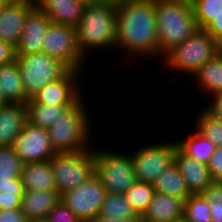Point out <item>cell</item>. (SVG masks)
Listing matches in <instances>:
<instances>
[{"label":"cell","mask_w":222,"mask_h":222,"mask_svg":"<svg viewBox=\"0 0 222 222\" xmlns=\"http://www.w3.org/2000/svg\"><path fill=\"white\" fill-rule=\"evenodd\" d=\"M191 79L193 86L203 91L202 97L222 93V50L201 66Z\"/></svg>","instance_id":"44dd1931"},{"label":"cell","mask_w":222,"mask_h":222,"mask_svg":"<svg viewBox=\"0 0 222 222\" xmlns=\"http://www.w3.org/2000/svg\"><path fill=\"white\" fill-rule=\"evenodd\" d=\"M60 200L61 195L57 190H25L21 209L28 220L46 219Z\"/></svg>","instance_id":"d6986e66"},{"label":"cell","mask_w":222,"mask_h":222,"mask_svg":"<svg viewBox=\"0 0 222 222\" xmlns=\"http://www.w3.org/2000/svg\"><path fill=\"white\" fill-rule=\"evenodd\" d=\"M86 108L89 107L83 95L47 128L51 146L56 153L80 152L93 147L91 129L95 126H91L92 119Z\"/></svg>","instance_id":"277c9868"},{"label":"cell","mask_w":222,"mask_h":222,"mask_svg":"<svg viewBox=\"0 0 222 222\" xmlns=\"http://www.w3.org/2000/svg\"><path fill=\"white\" fill-rule=\"evenodd\" d=\"M42 52L63 63L69 70L85 72L87 62L77 46L74 26L50 23L44 37ZM85 64V65H84Z\"/></svg>","instance_id":"30bf717a"},{"label":"cell","mask_w":222,"mask_h":222,"mask_svg":"<svg viewBox=\"0 0 222 222\" xmlns=\"http://www.w3.org/2000/svg\"><path fill=\"white\" fill-rule=\"evenodd\" d=\"M36 7L57 24L76 26L85 5L73 0H35Z\"/></svg>","instance_id":"ffe728a7"},{"label":"cell","mask_w":222,"mask_h":222,"mask_svg":"<svg viewBox=\"0 0 222 222\" xmlns=\"http://www.w3.org/2000/svg\"><path fill=\"white\" fill-rule=\"evenodd\" d=\"M8 0H0V17L4 8V4L7 2Z\"/></svg>","instance_id":"f6af8a7d"},{"label":"cell","mask_w":222,"mask_h":222,"mask_svg":"<svg viewBox=\"0 0 222 222\" xmlns=\"http://www.w3.org/2000/svg\"><path fill=\"white\" fill-rule=\"evenodd\" d=\"M93 1H113V0H93Z\"/></svg>","instance_id":"681fc988"},{"label":"cell","mask_w":222,"mask_h":222,"mask_svg":"<svg viewBox=\"0 0 222 222\" xmlns=\"http://www.w3.org/2000/svg\"><path fill=\"white\" fill-rule=\"evenodd\" d=\"M197 26L204 29L222 12V0H191Z\"/></svg>","instance_id":"1f68e13d"},{"label":"cell","mask_w":222,"mask_h":222,"mask_svg":"<svg viewBox=\"0 0 222 222\" xmlns=\"http://www.w3.org/2000/svg\"><path fill=\"white\" fill-rule=\"evenodd\" d=\"M26 91V103L48 83L61 78L69 69L46 53L15 55Z\"/></svg>","instance_id":"ba28073f"},{"label":"cell","mask_w":222,"mask_h":222,"mask_svg":"<svg viewBox=\"0 0 222 222\" xmlns=\"http://www.w3.org/2000/svg\"><path fill=\"white\" fill-rule=\"evenodd\" d=\"M221 50L222 47L216 40L204 29L199 28L192 36L175 46L163 57L161 68L167 69V72L172 71L174 74L177 71L178 73L172 78V81H176L175 78L178 75L180 78L177 84L180 86L178 82L181 81V77L183 78L181 73L192 78L201 66Z\"/></svg>","instance_id":"5b68a950"},{"label":"cell","mask_w":222,"mask_h":222,"mask_svg":"<svg viewBox=\"0 0 222 222\" xmlns=\"http://www.w3.org/2000/svg\"><path fill=\"white\" fill-rule=\"evenodd\" d=\"M115 3H121L124 1H138V0H113ZM140 1V0H139Z\"/></svg>","instance_id":"7dc6e473"},{"label":"cell","mask_w":222,"mask_h":222,"mask_svg":"<svg viewBox=\"0 0 222 222\" xmlns=\"http://www.w3.org/2000/svg\"><path fill=\"white\" fill-rule=\"evenodd\" d=\"M82 73L77 70H68L58 80L48 83L26 104L74 105L85 94L84 88L80 87L82 79L84 80Z\"/></svg>","instance_id":"7c38bea8"},{"label":"cell","mask_w":222,"mask_h":222,"mask_svg":"<svg viewBox=\"0 0 222 222\" xmlns=\"http://www.w3.org/2000/svg\"><path fill=\"white\" fill-rule=\"evenodd\" d=\"M0 222H28L21 207L10 210H0Z\"/></svg>","instance_id":"f35d334b"},{"label":"cell","mask_w":222,"mask_h":222,"mask_svg":"<svg viewBox=\"0 0 222 222\" xmlns=\"http://www.w3.org/2000/svg\"><path fill=\"white\" fill-rule=\"evenodd\" d=\"M99 215L112 218L142 217L128 203L125 195L116 193L106 194Z\"/></svg>","instance_id":"83f0119b"},{"label":"cell","mask_w":222,"mask_h":222,"mask_svg":"<svg viewBox=\"0 0 222 222\" xmlns=\"http://www.w3.org/2000/svg\"><path fill=\"white\" fill-rule=\"evenodd\" d=\"M28 122L25 104L8 103L0 106V146H12Z\"/></svg>","instance_id":"ac0fdd59"},{"label":"cell","mask_w":222,"mask_h":222,"mask_svg":"<svg viewBox=\"0 0 222 222\" xmlns=\"http://www.w3.org/2000/svg\"><path fill=\"white\" fill-rule=\"evenodd\" d=\"M75 30L77 46L86 62L89 53L94 50L100 49L102 52L103 49L105 51L111 49L116 53V3L93 1L85 5Z\"/></svg>","instance_id":"7a4b0ae2"},{"label":"cell","mask_w":222,"mask_h":222,"mask_svg":"<svg viewBox=\"0 0 222 222\" xmlns=\"http://www.w3.org/2000/svg\"><path fill=\"white\" fill-rule=\"evenodd\" d=\"M35 7V0H8L0 17V40L16 48L26 18Z\"/></svg>","instance_id":"5bb4252c"},{"label":"cell","mask_w":222,"mask_h":222,"mask_svg":"<svg viewBox=\"0 0 222 222\" xmlns=\"http://www.w3.org/2000/svg\"><path fill=\"white\" fill-rule=\"evenodd\" d=\"M48 222H82L61 200L47 216Z\"/></svg>","instance_id":"836d02e7"},{"label":"cell","mask_w":222,"mask_h":222,"mask_svg":"<svg viewBox=\"0 0 222 222\" xmlns=\"http://www.w3.org/2000/svg\"><path fill=\"white\" fill-rule=\"evenodd\" d=\"M23 164L12 146H0V184L21 179Z\"/></svg>","instance_id":"4316f807"},{"label":"cell","mask_w":222,"mask_h":222,"mask_svg":"<svg viewBox=\"0 0 222 222\" xmlns=\"http://www.w3.org/2000/svg\"><path fill=\"white\" fill-rule=\"evenodd\" d=\"M95 147L80 152L56 153L50 160L56 190H72L95 175Z\"/></svg>","instance_id":"8992f818"},{"label":"cell","mask_w":222,"mask_h":222,"mask_svg":"<svg viewBox=\"0 0 222 222\" xmlns=\"http://www.w3.org/2000/svg\"><path fill=\"white\" fill-rule=\"evenodd\" d=\"M28 222H48L47 219H31Z\"/></svg>","instance_id":"bcb514c9"},{"label":"cell","mask_w":222,"mask_h":222,"mask_svg":"<svg viewBox=\"0 0 222 222\" xmlns=\"http://www.w3.org/2000/svg\"><path fill=\"white\" fill-rule=\"evenodd\" d=\"M208 98L210 102L209 104L206 102L203 109L214 118L222 121V93L211 95Z\"/></svg>","instance_id":"8d00e7d4"},{"label":"cell","mask_w":222,"mask_h":222,"mask_svg":"<svg viewBox=\"0 0 222 222\" xmlns=\"http://www.w3.org/2000/svg\"><path fill=\"white\" fill-rule=\"evenodd\" d=\"M15 60V48L0 40V66Z\"/></svg>","instance_id":"ab89813d"},{"label":"cell","mask_w":222,"mask_h":222,"mask_svg":"<svg viewBox=\"0 0 222 222\" xmlns=\"http://www.w3.org/2000/svg\"><path fill=\"white\" fill-rule=\"evenodd\" d=\"M0 87L9 103L26 105V91L16 60L0 66Z\"/></svg>","instance_id":"603a6c76"},{"label":"cell","mask_w":222,"mask_h":222,"mask_svg":"<svg viewBox=\"0 0 222 222\" xmlns=\"http://www.w3.org/2000/svg\"><path fill=\"white\" fill-rule=\"evenodd\" d=\"M153 188L155 192L168 194L184 200L191 195L175 163L159 174L153 182Z\"/></svg>","instance_id":"d4e9b609"},{"label":"cell","mask_w":222,"mask_h":222,"mask_svg":"<svg viewBox=\"0 0 222 222\" xmlns=\"http://www.w3.org/2000/svg\"><path fill=\"white\" fill-rule=\"evenodd\" d=\"M175 164L191 194H202L213 182L208 165L187 156L178 147L175 151Z\"/></svg>","instance_id":"2e32d148"},{"label":"cell","mask_w":222,"mask_h":222,"mask_svg":"<svg viewBox=\"0 0 222 222\" xmlns=\"http://www.w3.org/2000/svg\"><path fill=\"white\" fill-rule=\"evenodd\" d=\"M174 222H188V221L185 218H182V219L174 221Z\"/></svg>","instance_id":"c3c4849f"},{"label":"cell","mask_w":222,"mask_h":222,"mask_svg":"<svg viewBox=\"0 0 222 222\" xmlns=\"http://www.w3.org/2000/svg\"><path fill=\"white\" fill-rule=\"evenodd\" d=\"M184 218L188 222H212L210 202L203 194H191L185 200Z\"/></svg>","instance_id":"4dcf8cb0"},{"label":"cell","mask_w":222,"mask_h":222,"mask_svg":"<svg viewBox=\"0 0 222 222\" xmlns=\"http://www.w3.org/2000/svg\"><path fill=\"white\" fill-rule=\"evenodd\" d=\"M20 178L24 190H56L50 161L24 163Z\"/></svg>","instance_id":"7402d4cb"},{"label":"cell","mask_w":222,"mask_h":222,"mask_svg":"<svg viewBox=\"0 0 222 222\" xmlns=\"http://www.w3.org/2000/svg\"><path fill=\"white\" fill-rule=\"evenodd\" d=\"M185 200L155 192L147 210L142 215L144 222H174L184 218Z\"/></svg>","instance_id":"e0dca14e"},{"label":"cell","mask_w":222,"mask_h":222,"mask_svg":"<svg viewBox=\"0 0 222 222\" xmlns=\"http://www.w3.org/2000/svg\"><path fill=\"white\" fill-rule=\"evenodd\" d=\"M9 102L6 100L4 92L2 88L0 87V106L8 104Z\"/></svg>","instance_id":"7bdbcfd3"},{"label":"cell","mask_w":222,"mask_h":222,"mask_svg":"<svg viewBox=\"0 0 222 222\" xmlns=\"http://www.w3.org/2000/svg\"><path fill=\"white\" fill-rule=\"evenodd\" d=\"M52 21L35 7L27 16L15 55L41 53L44 37Z\"/></svg>","instance_id":"9a60e30c"},{"label":"cell","mask_w":222,"mask_h":222,"mask_svg":"<svg viewBox=\"0 0 222 222\" xmlns=\"http://www.w3.org/2000/svg\"><path fill=\"white\" fill-rule=\"evenodd\" d=\"M0 191L4 193H24L21 179H12V183L0 184Z\"/></svg>","instance_id":"60d3db41"},{"label":"cell","mask_w":222,"mask_h":222,"mask_svg":"<svg viewBox=\"0 0 222 222\" xmlns=\"http://www.w3.org/2000/svg\"><path fill=\"white\" fill-rule=\"evenodd\" d=\"M23 163L50 161L56 154L50 143L47 128L27 122L12 144Z\"/></svg>","instance_id":"4fadbf2b"},{"label":"cell","mask_w":222,"mask_h":222,"mask_svg":"<svg viewBox=\"0 0 222 222\" xmlns=\"http://www.w3.org/2000/svg\"><path fill=\"white\" fill-rule=\"evenodd\" d=\"M95 175L107 193L125 194L137 182L130 154L95 148Z\"/></svg>","instance_id":"52a82bcc"},{"label":"cell","mask_w":222,"mask_h":222,"mask_svg":"<svg viewBox=\"0 0 222 222\" xmlns=\"http://www.w3.org/2000/svg\"><path fill=\"white\" fill-rule=\"evenodd\" d=\"M73 1L79 2L84 5H88L93 2V0H73Z\"/></svg>","instance_id":"ee69618b"},{"label":"cell","mask_w":222,"mask_h":222,"mask_svg":"<svg viewBox=\"0 0 222 222\" xmlns=\"http://www.w3.org/2000/svg\"><path fill=\"white\" fill-rule=\"evenodd\" d=\"M213 181L222 182V147H217L207 164Z\"/></svg>","instance_id":"e575fe53"},{"label":"cell","mask_w":222,"mask_h":222,"mask_svg":"<svg viewBox=\"0 0 222 222\" xmlns=\"http://www.w3.org/2000/svg\"><path fill=\"white\" fill-rule=\"evenodd\" d=\"M196 122V123H195ZM194 128L216 147H222V121L208 114L202 107L196 114Z\"/></svg>","instance_id":"f1b7e54d"},{"label":"cell","mask_w":222,"mask_h":222,"mask_svg":"<svg viewBox=\"0 0 222 222\" xmlns=\"http://www.w3.org/2000/svg\"><path fill=\"white\" fill-rule=\"evenodd\" d=\"M193 132L187 134L184 138H175L178 148L187 156L194 158L200 163L208 164L216 146L200 134L195 128Z\"/></svg>","instance_id":"cb8c5ba5"},{"label":"cell","mask_w":222,"mask_h":222,"mask_svg":"<svg viewBox=\"0 0 222 222\" xmlns=\"http://www.w3.org/2000/svg\"><path fill=\"white\" fill-rule=\"evenodd\" d=\"M116 50L129 60H158L155 0L116 3Z\"/></svg>","instance_id":"6da1fadb"},{"label":"cell","mask_w":222,"mask_h":222,"mask_svg":"<svg viewBox=\"0 0 222 222\" xmlns=\"http://www.w3.org/2000/svg\"><path fill=\"white\" fill-rule=\"evenodd\" d=\"M91 222H142V217L112 218L98 215Z\"/></svg>","instance_id":"b9f144b4"},{"label":"cell","mask_w":222,"mask_h":222,"mask_svg":"<svg viewBox=\"0 0 222 222\" xmlns=\"http://www.w3.org/2000/svg\"><path fill=\"white\" fill-rule=\"evenodd\" d=\"M175 139L159 141L134 147L130 151L137 181L153 184L155 179L164 170L175 163V151L177 148ZM136 148V149H135Z\"/></svg>","instance_id":"9c48e42d"},{"label":"cell","mask_w":222,"mask_h":222,"mask_svg":"<svg viewBox=\"0 0 222 222\" xmlns=\"http://www.w3.org/2000/svg\"><path fill=\"white\" fill-rule=\"evenodd\" d=\"M153 184L137 181L126 192L125 197L138 215H143L152 201Z\"/></svg>","instance_id":"f546056e"},{"label":"cell","mask_w":222,"mask_h":222,"mask_svg":"<svg viewBox=\"0 0 222 222\" xmlns=\"http://www.w3.org/2000/svg\"><path fill=\"white\" fill-rule=\"evenodd\" d=\"M216 42L222 47V12L217 15L205 28Z\"/></svg>","instance_id":"74e56055"},{"label":"cell","mask_w":222,"mask_h":222,"mask_svg":"<svg viewBox=\"0 0 222 222\" xmlns=\"http://www.w3.org/2000/svg\"><path fill=\"white\" fill-rule=\"evenodd\" d=\"M202 194L210 202L212 222H222V182L213 181Z\"/></svg>","instance_id":"d6a6232c"},{"label":"cell","mask_w":222,"mask_h":222,"mask_svg":"<svg viewBox=\"0 0 222 222\" xmlns=\"http://www.w3.org/2000/svg\"><path fill=\"white\" fill-rule=\"evenodd\" d=\"M106 194L107 192L100 179L93 175L78 187L61 194V201L82 222H91L99 215Z\"/></svg>","instance_id":"8fae6325"},{"label":"cell","mask_w":222,"mask_h":222,"mask_svg":"<svg viewBox=\"0 0 222 222\" xmlns=\"http://www.w3.org/2000/svg\"><path fill=\"white\" fill-rule=\"evenodd\" d=\"M24 193H4L0 191V210H10L21 207Z\"/></svg>","instance_id":"d590c367"},{"label":"cell","mask_w":222,"mask_h":222,"mask_svg":"<svg viewBox=\"0 0 222 222\" xmlns=\"http://www.w3.org/2000/svg\"><path fill=\"white\" fill-rule=\"evenodd\" d=\"M26 106L29 123L34 126L49 128L72 105L26 104Z\"/></svg>","instance_id":"484cf974"},{"label":"cell","mask_w":222,"mask_h":222,"mask_svg":"<svg viewBox=\"0 0 222 222\" xmlns=\"http://www.w3.org/2000/svg\"><path fill=\"white\" fill-rule=\"evenodd\" d=\"M158 59L179 45L199 28L191 0H155Z\"/></svg>","instance_id":"3957f363"}]
</instances>
